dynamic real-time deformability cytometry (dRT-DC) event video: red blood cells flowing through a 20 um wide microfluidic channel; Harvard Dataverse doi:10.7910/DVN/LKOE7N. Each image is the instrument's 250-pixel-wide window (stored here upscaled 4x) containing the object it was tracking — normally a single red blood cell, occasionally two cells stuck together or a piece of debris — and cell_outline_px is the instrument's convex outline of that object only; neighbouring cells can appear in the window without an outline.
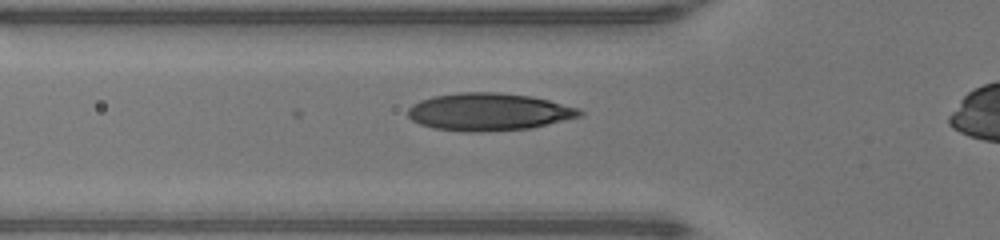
{"species": "human", "species_latin": "Homo sapiens", "temperature_condition": "warm", "stored_images_in_passage": 33, "camera_frame_rate_fps": 3000, "um_per_image_px": 0.085, "donor": {"sex": "male"}, "frame": {"image": 1, "passage_image": 10, "time_ms": 3.0, "image_size_px": [1000, 240], "cell_outline_px": [[584, 112], [580, 116], [532, 128], [480, 132], [464, 132], [432, 128], [420, 124], [412, 120], [408, 116], [408, 108], [412, 104], [420, 100], [432, 96], [460, 92], [496, 92], [532, 96], [580, 108]], "centroid_in_image_um": [41.52, 9.51], "position_along_channel_um": 84.3, "area_um2": 37.74}}
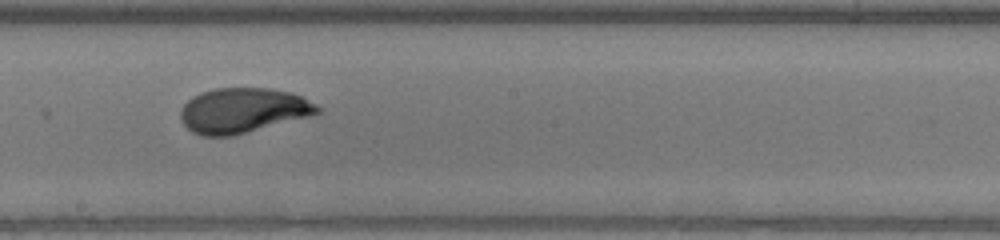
{"frame": {"image": 2, "passage_image": 20, "time_ms": 6.333, "image_size_px": [1000, 240], "cell_outline_px": [[320, 112], [312, 116], [232, 136], [204, 136], [192, 132], [184, 124], [180, 116], [180, 112], [184, 104], [192, 96], [200, 92], [216, 88], [268, 88], [292, 92], [316, 104], [320, 108]], "centroid_in_image_um": [20.66, 9.39], "position_along_channel_um": 227.5, "area_um2": 35.95}}
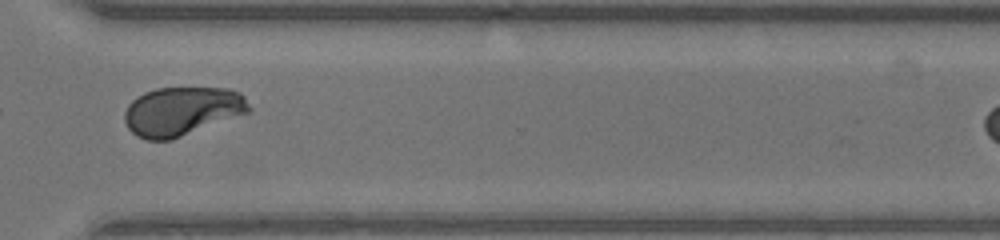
{"frame": {"image": 3, "passage_image": 29, "time_ms": 9.333, "image_size_px": [1000, 240], "cell_outline_px": [[252, 108], [248, 112], [180, 136], [168, 140], [148, 140], [136, 136], [128, 128], [124, 120], [124, 112], [128, 104], [136, 96], [144, 92], [156, 88], [228, 88], [240, 92], [244, 96]], "centroid_in_image_um": [15.43, 9.43], "position_along_channel_um": 355.2, "area_um2": 35.14}}